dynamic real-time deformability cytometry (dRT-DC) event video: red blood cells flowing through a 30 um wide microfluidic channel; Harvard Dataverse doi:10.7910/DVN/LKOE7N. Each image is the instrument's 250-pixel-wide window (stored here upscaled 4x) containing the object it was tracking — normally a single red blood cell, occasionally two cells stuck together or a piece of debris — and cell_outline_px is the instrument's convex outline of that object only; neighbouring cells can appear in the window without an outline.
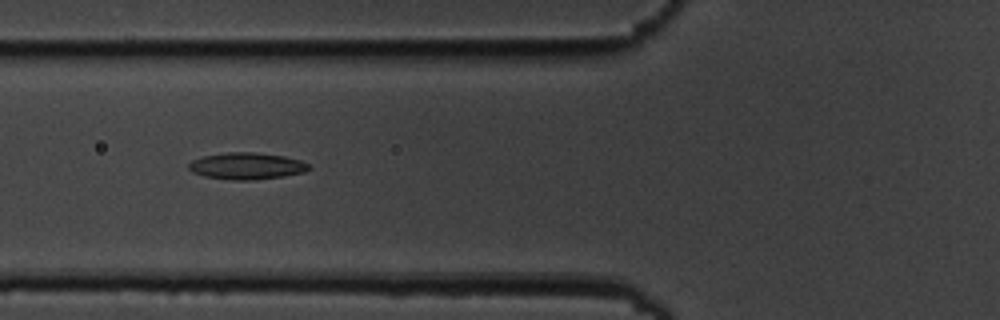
{"species": "common noctule bat (a hibernating species)", "species_latin": "Nyctalus noctula", "temperature_condition": "cold", "stored_images_in_passage": 16, "camera_frame_rate_fps": 3000, "um_per_image_px": 0.085, "animal": {"sex": "male", "body_mass_g": 19.5, "forearm_length_mm": 54.6}, "frame": {"image": 1, "passage_image": 7, "time_ms": 7.667, "image_size_px": [1000, 320], "cell_outline_px": [[312, 168], [304, 172], [284, 176], [252, 180], [232, 180], [204, 176], [192, 172], [188, 168], [188, 164], [192, 160], [204, 156], [228, 152], [252, 152], [284, 156], [300, 160], [308, 164]], "centroid_in_image_um": [20.97, 14.11], "position_along_channel_um": 104.8, "area_um2": 18.67}}
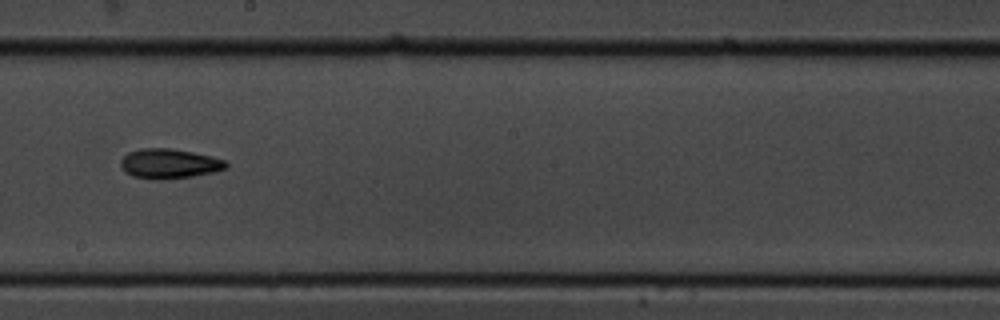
{"frame": {"image": 2, "passage_image": 10, "time_ms": 11.333, "image_size_px": [1000, 320], "cell_outline_px": [[228, 168], [212, 172], [192, 176], [160, 180], [152, 180], [132, 176], [124, 172], [120, 168], [120, 160], [128, 152], [140, 148], [168, 148], [192, 152], [212, 156], [228, 160]], "centroid_in_image_um": [14.36, 13.91], "position_along_channel_um": 233.8, "area_um2": 18.55}}
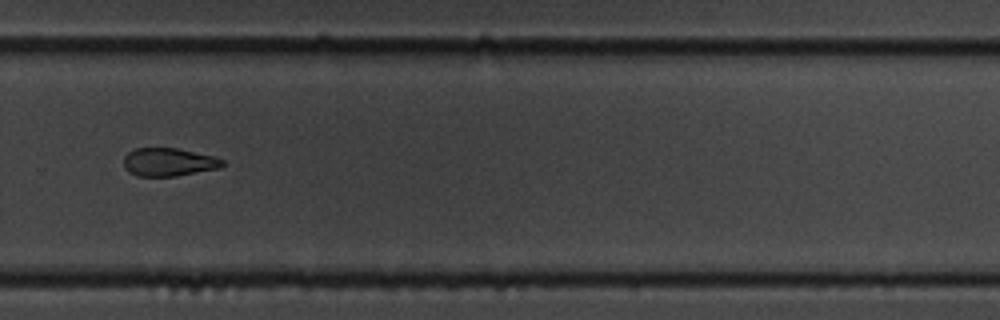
{"frame": {"image": 3, "passage_image": 12, "time_ms": 13.667, "image_size_px": [1000, 320], "cell_outline_px": [[224, 164], [220, 168], [176, 176], [136, 176], [128, 172], [124, 168], [124, 156], [128, 152], [136, 148], [176, 148], [212, 156], [224, 160]], "centroid_in_image_um": [14.3, 13.78], "position_along_channel_um": 315.5, "area_um2": 16.18}, "authors_computed_cell_mechanics": {"area_um2": 18.3226, "velocity_mm_per_s": 3.5168, "shape_relaxation_time_tau1_ms": 9.253, "shape_relaxation_time_tau2_ms": 8.0799, "deformation_change_tau1": 0.1504, "deformation_change_tau2": 0.1803}}